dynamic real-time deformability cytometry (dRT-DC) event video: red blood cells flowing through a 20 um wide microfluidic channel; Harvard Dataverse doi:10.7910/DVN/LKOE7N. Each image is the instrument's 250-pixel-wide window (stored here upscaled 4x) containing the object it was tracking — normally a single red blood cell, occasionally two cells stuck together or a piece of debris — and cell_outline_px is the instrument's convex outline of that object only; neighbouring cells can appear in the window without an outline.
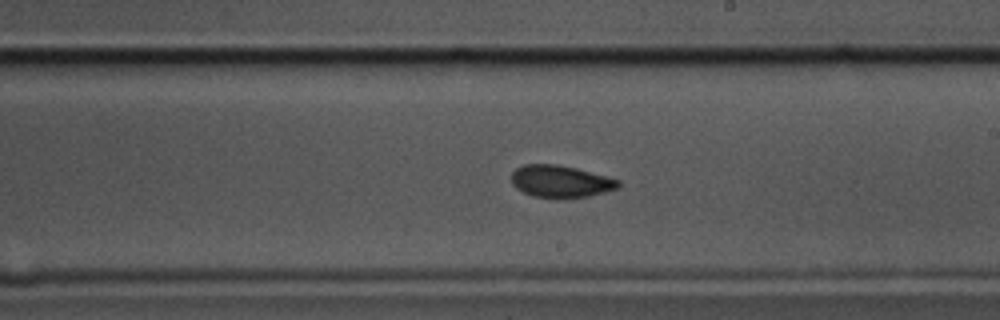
{"species": "common noctule bat (a hibernating species)", "species_latin": "Nyctalus noctula", "temperature_condition": "cold", "stored_images_in_passage": 59, "camera_frame_rate_fps": 3000, "um_per_image_px": 0.085, "animal": {"sex": "male", "body_mass_g": 17.5, "forearm_length_mm": 52.3}, "frame": {"image": 1, "passage_image": 34, "time_ms": 11.0, "image_size_px": [1000, 320], "cell_outline_px": [[620, 188], [588, 196], [564, 200], [532, 196], [516, 188], [512, 184], [512, 172], [516, 168], [524, 164], [556, 164], [576, 168], [620, 180]], "centroid_in_image_um": [47.65, 15.44], "position_along_channel_um": 241.4, "area_um2": 20.35}}
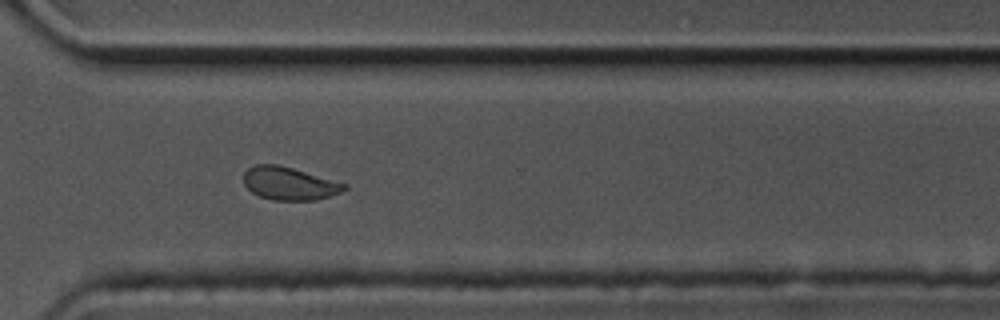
{"frame": {"image": 2, "passage_image": 43, "time_ms": 14.0, "image_size_px": [1000, 320], "cell_outline_px": [[348, 188], [340, 192], [316, 200], [272, 200], [260, 196], [252, 192], [244, 184], [244, 172], [248, 168], [256, 164], [276, 164], [292, 168], [348, 184]], "centroid_in_image_um": [24.58, 15.59], "position_along_channel_um": 346.0, "area_um2": 19.19}}
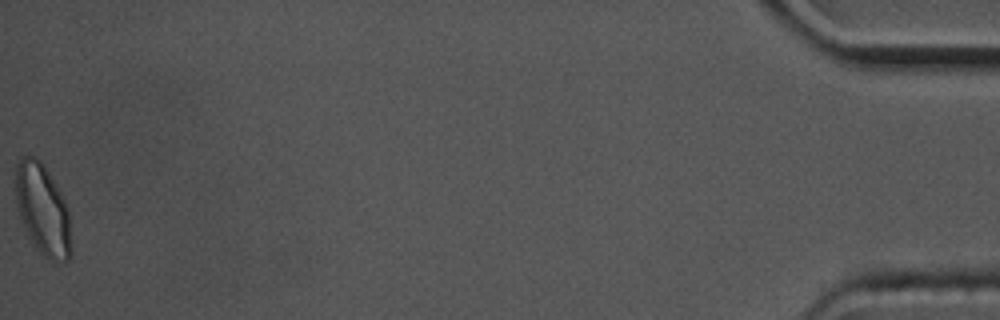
{"frame": {"image": 3, "passage_image": 59, "time_ms": 19.333, "image_size_px": [1000, 320], "cell_outline_px": [[72, 252], [68, 260], [48, 260], [36, 248], [28, 236], [20, 216], [16, 200], [16, 164], [20, 156], [36, 156], [44, 164], [56, 184], [68, 208], [72, 244]], "centroid_in_image_um": [3.64, 17.8], "position_along_channel_um": 431.6, "area_um2": 29.54}, "authors_computed_cell_mechanics": {"area_um2": 20.3456, "velocity_mm_per_s": 3.4845, "shape_relaxation_time_tau1_ms": 6.703, "shape_relaxation_time_tau2_ms": 2.7099, "deformation_change_tau1": 0.1378, "deformation_change_tau2": 0.0675}}